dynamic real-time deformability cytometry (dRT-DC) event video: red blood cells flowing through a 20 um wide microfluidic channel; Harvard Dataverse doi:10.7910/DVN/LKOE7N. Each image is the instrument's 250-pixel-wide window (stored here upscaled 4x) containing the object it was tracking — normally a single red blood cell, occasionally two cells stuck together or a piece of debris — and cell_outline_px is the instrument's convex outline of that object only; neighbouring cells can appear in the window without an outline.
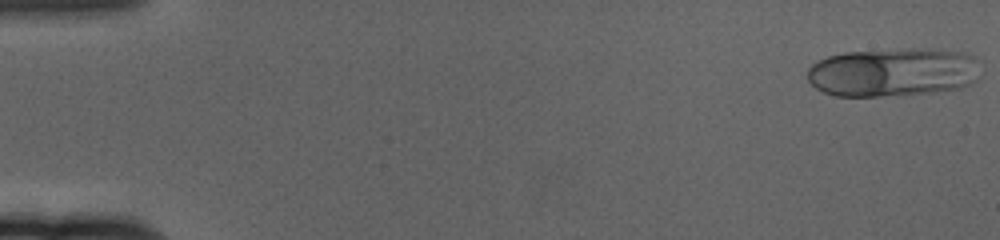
{"species": "human", "species_latin": "Homo sapiens", "temperature_condition": "cold", "stored_images_in_passage": 59, "camera_frame_rate_fps": 3000, "um_per_image_px": 0.085, "donor": {"sex": "female"}, "frame": {"image": 1, "passage_image": 1, "time_ms": 0.0, "image_size_px": [1000, 240], "cell_outline_px": [[976, 80], [960, 88], [932, 92], [880, 96], [836, 96], [824, 92], [816, 88], [808, 80], [808, 68], [816, 60], [828, 56], [844, 52], [908, 48], [928, 48], [968, 52], [976, 56]], "centroid_in_image_um": [75.88, 6.11], "position_along_channel_um": 9.1, "area_um2": 49.36}}
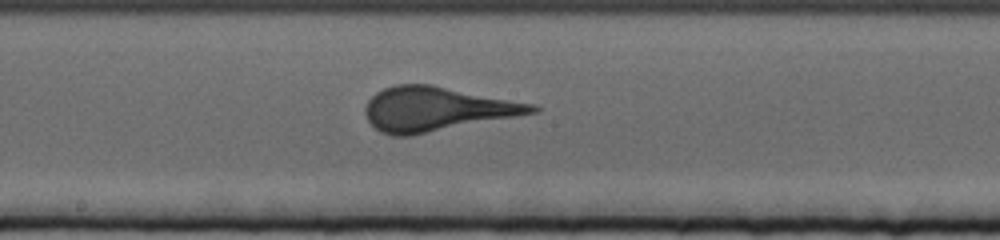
{"frame": {"image": 2, "passage_image": 32, "time_ms": 10.333, "image_size_px": [1000, 240], "cell_outline_px": [[540, 108], [536, 112], [516, 116], [412, 136], [392, 136], [380, 132], [368, 120], [364, 112], [364, 108], [368, 100], [376, 92], [384, 88], [396, 84], [432, 84], [536, 104]], "centroid_in_image_um": [37.09, 9.26], "position_along_channel_um": 211.1, "area_um2": 43.12}}
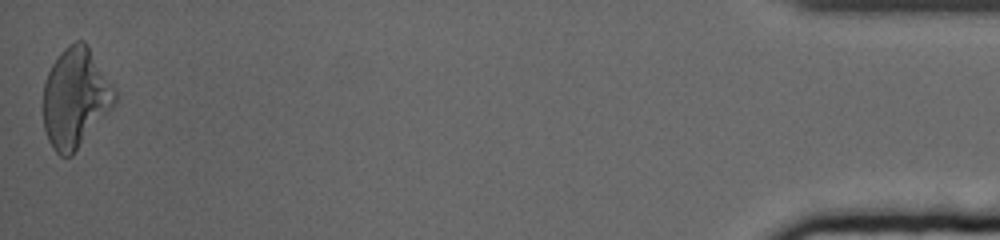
{"frame": {"image": 3, "passage_image": 59, "time_ms": 19.333, "image_size_px": [1000, 240], "cell_outline_px": [[116, 100], [112, 108], [72, 156], [60, 156], [52, 148], [48, 140], [44, 128], [44, 84], [48, 72], [52, 64], [60, 52], [68, 44], [76, 40], [84, 40], [88, 44], [116, 88]], "centroid_in_image_um": [6.43, 8.3], "position_along_channel_um": 428.8, "area_um2": 41.85}}